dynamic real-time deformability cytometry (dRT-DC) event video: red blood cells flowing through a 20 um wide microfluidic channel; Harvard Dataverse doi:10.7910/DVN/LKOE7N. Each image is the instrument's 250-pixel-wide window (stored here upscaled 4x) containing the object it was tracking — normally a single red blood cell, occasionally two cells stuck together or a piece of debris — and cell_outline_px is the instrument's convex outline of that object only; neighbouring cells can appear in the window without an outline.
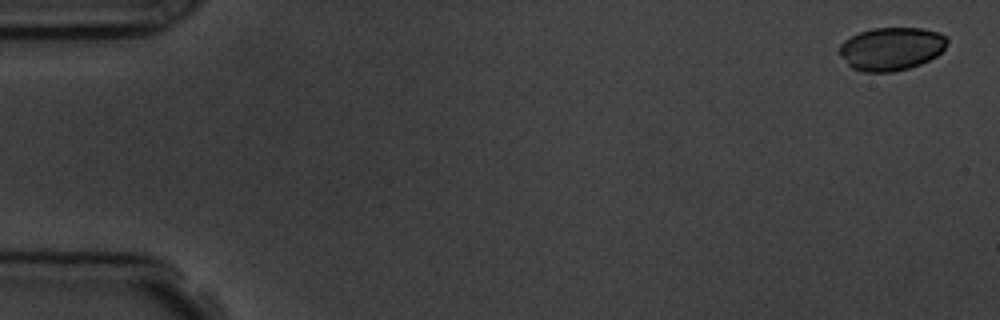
{"species": "common noctule bat (a hibernating species)", "species_latin": "Nyctalus noctula", "temperature_condition": "room temperature", "stored_images_in_passage": 6, "camera_frame_rate_fps": 3000, "um_per_image_px": 0.085, "animal": {"sex": "male", "body_mass_g": 19.5, "forearm_length_mm": 54.6}, "frame": {"image": 1, "passage_image": 1, "time_ms": 0.0, "image_size_px": [1000, 320], "cell_outline_px": [[948, 44], [936, 56], [920, 64], [908, 68], [892, 72], [864, 72], [852, 68], [848, 64], [840, 52], [840, 44], [844, 40], [860, 32], [872, 28], [920, 28], [940, 32], [948, 36]], "centroid_in_image_um": [75.8, 4.13], "position_along_channel_um": 9.2, "area_um2": 26.99}}